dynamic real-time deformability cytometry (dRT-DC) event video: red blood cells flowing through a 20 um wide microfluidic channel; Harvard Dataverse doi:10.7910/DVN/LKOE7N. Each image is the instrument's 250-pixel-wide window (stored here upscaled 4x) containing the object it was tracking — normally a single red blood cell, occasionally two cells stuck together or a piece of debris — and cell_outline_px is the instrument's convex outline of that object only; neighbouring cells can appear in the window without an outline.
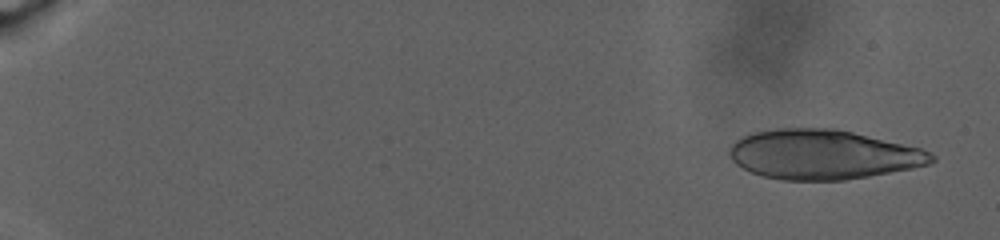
{"species": "human", "species_latin": "Homo sapiens", "temperature_condition": "warm", "stored_images_in_passage": 37, "camera_frame_rate_fps": 3000, "um_per_image_px": 0.085, "donor": {"sex": "male"}, "frame": {"image": 1, "passage_image": 5, "time_ms": 1.333, "image_size_px": [1000, 240], "cell_outline_px": [[936, 160], [928, 164], [912, 168], [868, 176], [844, 180], [780, 180], [760, 176], [736, 164], [732, 160], [728, 152], [728, 148], [740, 136], [748, 132], [776, 128], [836, 128], [920, 148], [936, 156]], "centroid_in_image_um": [69.89, 13.12], "position_along_channel_um": 15.1, "area_um2": 58.55}}
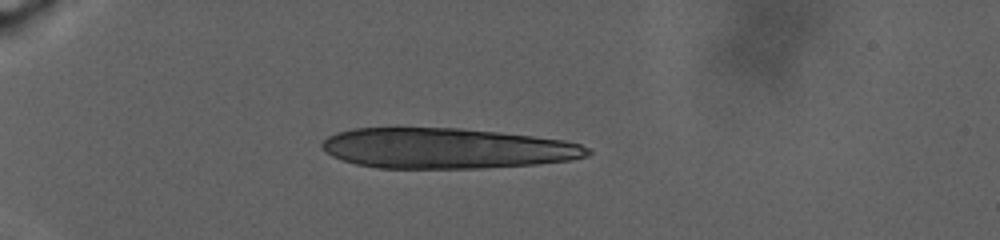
{"frame": {"image": 2, "passage_image": 27, "time_ms": 8.667, "image_size_px": [1000, 240], "cell_outline_px": [[592, 152], [588, 156], [572, 160], [536, 164], [480, 168], [380, 168], [356, 164], [332, 156], [320, 148], [320, 144], [328, 136], [336, 132], [356, 128], [460, 128], [532, 136], [564, 140], [580, 144], [588, 148]], "centroid_in_image_um": [37.95, 12.61], "position_along_channel_um": 47.0, "area_um2": 62.54}}